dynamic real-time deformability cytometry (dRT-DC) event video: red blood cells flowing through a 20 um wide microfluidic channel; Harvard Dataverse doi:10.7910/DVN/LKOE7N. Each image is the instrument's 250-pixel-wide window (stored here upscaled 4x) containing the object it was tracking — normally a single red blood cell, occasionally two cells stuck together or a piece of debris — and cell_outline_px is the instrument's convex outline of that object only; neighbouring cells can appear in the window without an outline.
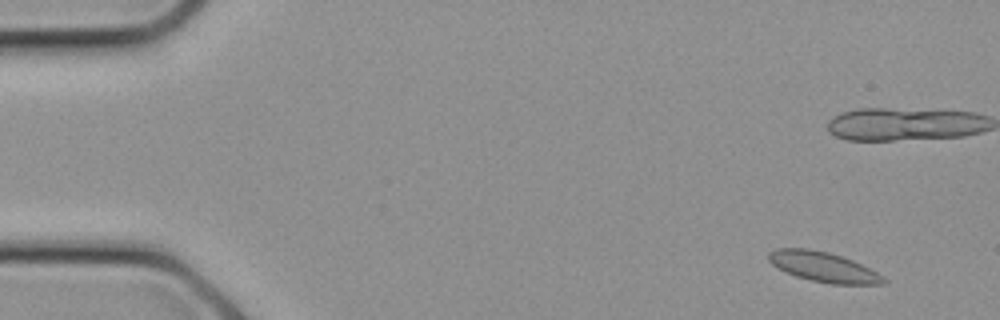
{"species": "common noctule bat (a hibernating species)", "species_latin": "Nyctalus noctula", "temperature_condition": "cold", "stored_images_in_passage": 9, "camera_frame_rate_fps": 3000, "um_per_image_px": 0.085, "animal": {"sex": "female", "body_mass_g": 21.9}, "frame": {"image": 1, "passage_image": 1, "time_ms": 0.0, "image_size_px": [1000, 320], "cell_outline_px": [[888, 280], [884, 284], [832, 284], [812, 280], [796, 276], [776, 268], [768, 260], [768, 252], [776, 248], [808, 248], [828, 252], [852, 260], [876, 272]], "centroid_in_image_um": [69.94, 22.68], "position_along_channel_um": 15.1, "area_um2": 19.94}}